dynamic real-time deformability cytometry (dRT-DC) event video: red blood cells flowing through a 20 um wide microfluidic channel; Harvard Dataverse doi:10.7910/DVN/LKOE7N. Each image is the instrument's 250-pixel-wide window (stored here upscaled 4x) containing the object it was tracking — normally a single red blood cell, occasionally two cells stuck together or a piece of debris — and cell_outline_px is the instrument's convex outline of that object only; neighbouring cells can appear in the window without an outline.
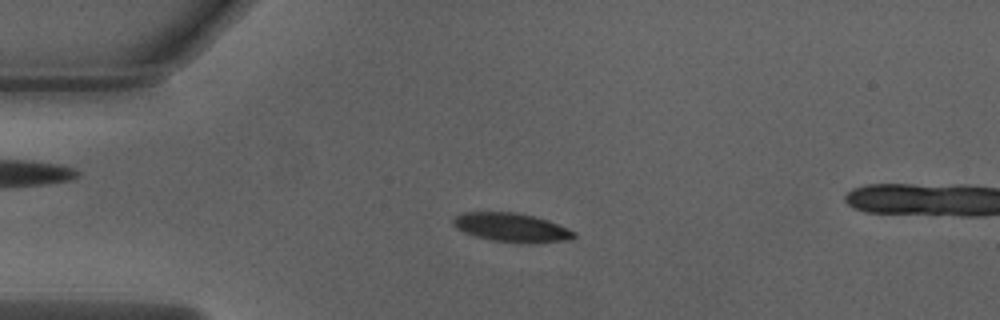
{"species": "Egyptian fruit bat (a non-hibernating species)", "species_latin": "Rousettus aegyptiacus", "temperature_condition": "warm", "stored_images_in_passage": 50, "camera_frame_rate_fps": 3000, "um_per_image_px": 0.085, "animal": {"sex": "male"}, "frame": {"image": 1, "passage_image": 10, "time_ms": 3.0, "image_size_px": [1000, 320], "cell_outline_px": [[576, 236], [568, 240], [524, 244], [492, 240], [476, 236], [464, 232], [456, 228], [452, 224], [452, 220], [456, 216], [464, 212], [512, 212], [532, 216], [548, 220], [568, 228], [576, 232]], "centroid_in_image_um": [43.49, 19.34], "position_along_channel_um": 41.5, "area_um2": 20.29}}
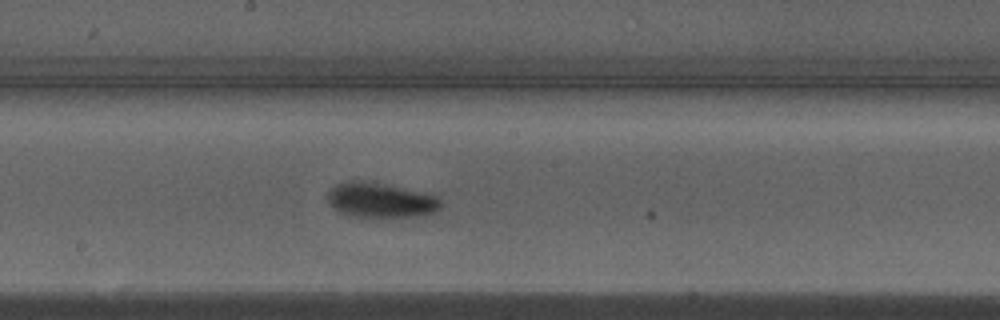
{"frame": {"image": 2, "passage_image": 25, "time_ms": 8.0, "image_size_px": [1000, 320], "cell_outline_px": [[444, 204], [436, 212], [416, 216], [348, 216], [340, 212], [328, 200], [328, 192], [336, 184], [348, 180], [364, 180], [424, 192], [436, 196]], "centroid_in_image_um": [32.38, 16.99], "position_along_channel_um": 215.8, "area_um2": 22.83}}
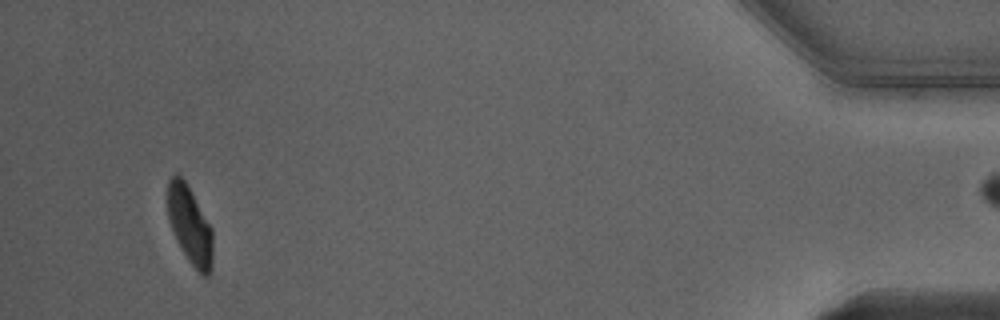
{"frame": {"image": 3, "passage_image": 46, "time_ms": 15.0, "image_size_px": [1000, 320], "cell_outline_px": [[212, 268], [208, 276], [204, 276], [188, 260], [168, 220], [168, 180], [172, 176], [180, 176], [184, 180], [212, 228]], "centroid_in_image_um": [16.15, 19.15], "position_along_channel_um": 419.0, "area_um2": 19.77}, "authors_computed_cell_mechanics": {"area_um2": 21.9351, "velocity_mm_per_s": 4.0056, "shape_relaxation_time_tau1_ms": 2.5672, "shape_relaxation_time_tau2_ms": 1.0789, "deformation_change_tau1": 0.1291, "deformation_change_tau2": 0.0528}}